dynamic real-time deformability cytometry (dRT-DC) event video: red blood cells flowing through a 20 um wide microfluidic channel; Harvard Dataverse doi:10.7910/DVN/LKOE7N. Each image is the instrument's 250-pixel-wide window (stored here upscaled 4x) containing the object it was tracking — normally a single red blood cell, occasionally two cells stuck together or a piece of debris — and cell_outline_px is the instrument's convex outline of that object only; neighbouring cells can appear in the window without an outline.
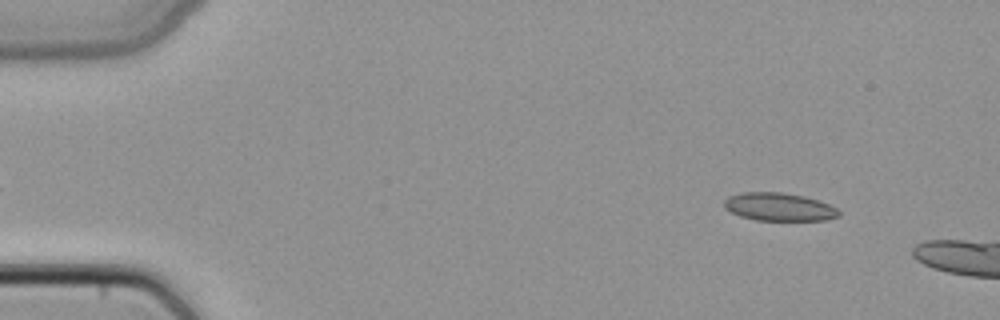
{"species": "common noctule bat (a hibernating species)", "species_latin": "Nyctalus noctula", "temperature_condition": "cold", "stored_images_in_passage": 10, "camera_frame_rate_fps": 3000, "um_per_image_px": 0.085, "animal": {"sex": "female", "body_mass_g": 22.7, "forearm_length_mm": 54.2}, "frame": {"image": 1, "passage_image": 4, "time_ms": 1.0, "image_size_px": [1000, 320], "cell_outline_px": [[840, 216], [824, 220], [756, 220], [740, 216], [724, 208], [724, 200], [728, 196], [740, 192], [784, 192], [804, 196], [828, 204], [836, 208], [840, 212]], "centroid_in_image_um": [66.19, 17.58], "position_along_channel_um": 18.8, "area_um2": 18.73}}